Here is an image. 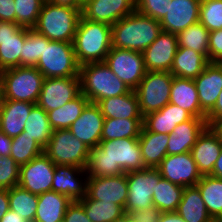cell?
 Wrapping results in <instances>:
<instances>
[{"label":"cell","instance_id":"obj_1","mask_svg":"<svg viewBox=\"0 0 222 222\" xmlns=\"http://www.w3.org/2000/svg\"><path fill=\"white\" fill-rule=\"evenodd\" d=\"M145 168L138 138H123L90 148L85 170L89 177H105Z\"/></svg>","mask_w":222,"mask_h":222},{"label":"cell","instance_id":"obj_2","mask_svg":"<svg viewBox=\"0 0 222 222\" xmlns=\"http://www.w3.org/2000/svg\"><path fill=\"white\" fill-rule=\"evenodd\" d=\"M112 47L143 52L162 31L160 21L136 10L111 26Z\"/></svg>","mask_w":222,"mask_h":222},{"label":"cell","instance_id":"obj_3","mask_svg":"<svg viewBox=\"0 0 222 222\" xmlns=\"http://www.w3.org/2000/svg\"><path fill=\"white\" fill-rule=\"evenodd\" d=\"M73 46L79 66L104 62L112 47L111 26L101 22L86 20L81 16Z\"/></svg>","mask_w":222,"mask_h":222},{"label":"cell","instance_id":"obj_4","mask_svg":"<svg viewBox=\"0 0 222 222\" xmlns=\"http://www.w3.org/2000/svg\"><path fill=\"white\" fill-rule=\"evenodd\" d=\"M81 10L45 0L33 29L50 41L73 43Z\"/></svg>","mask_w":222,"mask_h":222},{"label":"cell","instance_id":"obj_5","mask_svg":"<svg viewBox=\"0 0 222 222\" xmlns=\"http://www.w3.org/2000/svg\"><path fill=\"white\" fill-rule=\"evenodd\" d=\"M79 76L81 93L93 103H98L109 97L121 96L131 91L105 62L80 66Z\"/></svg>","mask_w":222,"mask_h":222},{"label":"cell","instance_id":"obj_6","mask_svg":"<svg viewBox=\"0 0 222 222\" xmlns=\"http://www.w3.org/2000/svg\"><path fill=\"white\" fill-rule=\"evenodd\" d=\"M3 100L36 104L44 76L36 67L18 66L0 71Z\"/></svg>","mask_w":222,"mask_h":222},{"label":"cell","instance_id":"obj_7","mask_svg":"<svg viewBox=\"0 0 222 222\" xmlns=\"http://www.w3.org/2000/svg\"><path fill=\"white\" fill-rule=\"evenodd\" d=\"M44 78L80 77L74 46L71 42L50 41L35 66Z\"/></svg>","mask_w":222,"mask_h":222},{"label":"cell","instance_id":"obj_8","mask_svg":"<svg viewBox=\"0 0 222 222\" xmlns=\"http://www.w3.org/2000/svg\"><path fill=\"white\" fill-rule=\"evenodd\" d=\"M90 148L76 138L69 129L53 130L44 154L55 165L86 168Z\"/></svg>","mask_w":222,"mask_h":222},{"label":"cell","instance_id":"obj_9","mask_svg":"<svg viewBox=\"0 0 222 222\" xmlns=\"http://www.w3.org/2000/svg\"><path fill=\"white\" fill-rule=\"evenodd\" d=\"M173 75L167 71H147L134 90L142 116L159 111L169 103Z\"/></svg>","mask_w":222,"mask_h":222},{"label":"cell","instance_id":"obj_10","mask_svg":"<svg viewBox=\"0 0 222 222\" xmlns=\"http://www.w3.org/2000/svg\"><path fill=\"white\" fill-rule=\"evenodd\" d=\"M162 178L157 168L146 167L127 173L128 196L124 211L144 210L153 206V190Z\"/></svg>","mask_w":222,"mask_h":222},{"label":"cell","instance_id":"obj_11","mask_svg":"<svg viewBox=\"0 0 222 222\" xmlns=\"http://www.w3.org/2000/svg\"><path fill=\"white\" fill-rule=\"evenodd\" d=\"M104 62L133 91L147 72L143 54L139 51L111 47Z\"/></svg>","mask_w":222,"mask_h":222},{"label":"cell","instance_id":"obj_12","mask_svg":"<svg viewBox=\"0 0 222 222\" xmlns=\"http://www.w3.org/2000/svg\"><path fill=\"white\" fill-rule=\"evenodd\" d=\"M80 93V77L44 78L36 105L49 112L62 107Z\"/></svg>","mask_w":222,"mask_h":222},{"label":"cell","instance_id":"obj_13","mask_svg":"<svg viewBox=\"0 0 222 222\" xmlns=\"http://www.w3.org/2000/svg\"><path fill=\"white\" fill-rule=\"evenodd\" d=\"M54 172L55 164L43 153L20 166L18 185L40 195L52 190Z\"/></svg>","mask_w":222,"mask_h":222},{"label":"cell","instance_id":"obj_14","mask_svg":"<svg viewBox=\"0 0 222 222\" xmlns=\"http://www.w3.org/2000/svg\"><path fill=\"white\" fill-rule=\"evenodd\" d=\"M156 168L162 178L184 188L196 186L202 178L191 152L167 155Z\"/></svg>","mask_w":222,"mask_h":222},{"label":"cell","instance_id":"obj_15","mask_svg":"<svg viewBox=\"0 0 222 222\" xmlns=\"http://www.w3.org/2000/svg\"><path fill=\"white\" fill-rule=\"evenodd\" d=\"M136 10L132 0H85L81 16L86 20L112 26Z\"/></svg>","mask_w":222,"mask_h":222},{"label":"cell","instance_id":"obj_16","mask_svg":"<svg viewBox=\"0 0 222 222\" xmlns=\"http://www.w3.org/2000/svg\"><path fill=\"white\" fill-rule=\"evenodd\" d=\"M87 196L125 207L128 196L127 173L116 176L88 177Z\"/></svg>","mask_w":222,"mask_h":222},{"label":"cell","instance_id":"obj_17","mask_svg":"<svg viewBox=\"0 0 222 222\" xmlns=\"http://www.w3.org/2000/svg\"><path fill=\"white\" fill-rule=\"evenodd\" d=\"M177 49V34L162 30L156 40L142 52L146 70L170 72Z\"/></svg>","mask_w":222,"mask_h":222},{"label":"cell","instance_id":"obj_18","mask_svg":"<svg viewBox=\"0 0 222 222\" xmlns=\"http://www.w3.org/2000/svg\"><path fill=\"white\" fill-rule=\"evenodd\" d=\"M86 170L72 165H55L52 191L68 196L72 201L87 195Z\"/></svg>","mask_w":222,"mask_h":222},{"label":"cell","instance_id":"obj_19","mask_svg":"<svg viewBox=\"0 0 222 222\" xmlns=\"http://www.w3.org/2000/svg\"><path fill=\"white\" fill-rule=\"evenodd\" d=\"M24 27L0 21V71L21 66Z\"/></svg>","mask_w":222,"mask_h":222},{"label":"cell","instance_id":"obj_20","mask_svg":"<svg viewBox=\"0 0 222 222\" xmlns=\"http://www.w3.org/2000/svg\"><path fill=\"white\" fill-rule=\"evenodd\" d=\"M104 119L99 105L89 102L68 129L87 147L93 148L101 142Z\"/></svg>","mask_w":222,"mask_h":222},{"label":"cell","instance_id":"obj_21","mask_svg":"<svg viewBox=\"0 0 222 222\" xmlns=\"http://www.w3.org/2000/svg\"><path fill=\"white\" fill-rule=\"evenodd\" d=\"M201 0H171L167 14L160 20L161 29L178 34L199 22Z\"/></svg>","mask_w":222,"mask_h":222},{"label":"cell","instance_id":"obj_22","mask_svg":"<svg viewBox=\"0 0 222 222\" xmlns=\"http://www.w3.org/2000/svg\"><path fill=\"white\" fill-rule=\"evenodd\" d=\"M222 149V141L219 135L207 126L198 136L192 147L191 154L201 175H210L214 164L219 158Z\"/></svg>","mask_w":222,"mask_h":222},{"label":"cell","instance_id":"obj_23","mask_svg":"<svg viewBox=\"0 0 222 222\" xmlns=\"http://www.w3.org/2000/svg\"><path fill=\"white\" fill-rule=\"evenodd\" d=\"M201 109L207 114L215 105L222 91V65L209 63L194 79Z\"/></svg>","mask_w":222,"mask_h":222},{"label":"cell","instance_id":"obj_24","mask_svg":"<svg viewBox=\"0 0 222 222\" xmlns=\"http://www.w3.org/2000/svg\"><path fill=\"white\" fill-rule=\"evenodd\" d=\"M192 117L186 110L168 103L159 111L143 116V127L149 132L168 135L177 125L190 120Z\"/></svg>","mask_w":222,"mask_h":222},{"label":"cell","instance_id":"obj_25","mask_svg":"<svg viewBox=\"0 0 222 222\" xmlns=\"http://www.w3.org/2000/svg\"><path fill=\"white\" fill-rule=\"evenodd\" d=\"M207 126L206 118L197 117L177 125L172 133L168 134L167 155L191 152L198 136Z\"/></svg>","mask_w":222,"mask_h":222},{"label":"cell","instance_id":"obj_26","mask_svg":"<svg viewBox=\"0 0 222 222\" xmlns=\"http://www.w3.org/2000/svg\"><path fill=\"white\" fill-rule=\"evenodd\" d=\"M35 105L28 102L3 100L0 109V130L10 138L20 135Z\"/></svg>","mask_w":222,"mask_h":222},{"label":"cell","instance_id":"obj_27","mask_svg":"<svg viewBox=\"0 0 222 222\" xmlns=\"http://www.w3.org/2000/svg\"><path fill=\"white\" fill-rule=\"evenodd\" d=\"M169 103L186 110L193 117L206 118L201 109L198 92L193 79L173 77Z\"/></svg>","mask_w":222,"mask_h":222},{"label":"cell","instance_id":"obj_28","mask_svg":"<svg viewBox=\"0 0 222 222\" xmlns=\"http://www.w3.org/2000/svg\"><path fill=\"white\" fill-rule=\"evenodd\" d=\"M105 119H143L135 91L102 99L97 103Z\"/></svg>","mask_w":222,"mask_h":222},{"label":"cell","instance_id":"obj_29","mask_svg":"<svg viewBox=\"0 0 222 222\" xmlns=\"http://www.w3.org/2000/svg\"><path fill=\"white\" fill-rule=\"evenodd\" d=\"M72 202L68 196L52 190L38 195L34 222H63L67 207Z\"/></svg>","mask_w":222,"mask_h":222},{"label":"cell","instance_id":"obj_30","mask_svg":"<svg viewBox=\"0 0 222 222\" xmlns=\"http://www.w3.org/2000/svg\"><path fill=\"white\" fill-rule=\"evenodd\" d=\"M209 63L203 54L189 48L178 47L170 73L176 77L194 80Z\"/></svg>","mask_w":222,"mask_h":222},{"label":"cell","instance_id":"obj_31","mask_svg":"<svg viewBox=\"0 0 222 222\" xmlns=\"http://www.w3.org/2000/svg\"><path fill=\"white\" fill-rule=\"evenodd\" d=\"M138 140L144 166L156 168L167 156L168 135L149 132L142 126Z\"/></svg>","mask_w":222,"mask_h":222},{"label":"cell","instance_id":"obj_32","mask_svg":"<svg viewBox=\"0 0 222 222\" xmlns=\"http://www.w3.org/2000/svg\"><path fill=\"white\" fill-rule=\"evenodd\" d=\"M185 222H215L197 186L185 187L176 211Z\"/></svg>","mask_w":222,"mask_h":222},{"label":"cell","instance_id":"obj_33","mask_svg":"<svg viewBox=\"0 0 222 222\" xmlns=\"http://www.w3.org/2000/svg\"><path fill=\"white\" fill-rule=\"evenodd\" d=\"M206 209L215 222L222 219V178L203 175L196 184Z\"/></svg>","mask_w":222,"mask_h":222},{"label":"cell","instance_id":"obj_34","mask_svg":"<svg viewBox=\"0 0 222 222\" xmlns=\"http://www.w3.org/2000/svg\"><path fill=\"white\" fill-rule=\"evenodd\" d=\"M89 102L80 93L76 98L67 102L62 107L47 112L52 129H68L79 118Z\"/></svg>","mask_w":222,"mask_h":222},{"label":"cell","instance_id":"obj_35","mask_svg":"<svg viewBox=\"0 0 222 222\" xmlns=\"http://www.w3.org/2000/svg\"><path fill=\"white\" fill-rule=\"evenodd\" d=\"M53 129L48 120L47 112L35 105L27 117L24 131L21 135H28L40 146L45 148L50 141Z\"/></svg>","mask_w":222,"mask_h":222},{"label":"cell","instance_id":"obj_36","mask_svg":"<svg viewBox=\"0 0 222 222\" xmlns=\"http://www.w3.org/2000/svg\"><path fill=\"white\" fill-rule=\"evenodd\" d=\"M184 187L161 178L153 190V206L162 213L177 211Z\"/></svg>","mask_w":222,"mask_h":222},{"label":"cell","instance_id":"obj_37","mask_svg":"<svg viewBox=\"0 0 222 222\" xmlns=\"http://www.w3.org/2000/svg\"><path fill=\"white\" fill-rule=\"evenodd\" d=\"M143 119H104L101 141L139 138Z\"/></svg>","mask_w":222,"mask_h":222},{"label":"cell","instance_id":"obj_38","mask_svg":"<svg viewBox=\"0 0 222 222\" xmlns=\"http://www.w3.org/2000/svg\"><path fill=\"white\" fill-rule=\"evenodd\" d=\"M78 202L91 222H112L125 213L124 208L116 203L93 200L87 195Z\"/></svg>","mask_w":222,"mask_h":222},{"label":"cell","instance_id":"obj_39","mask_svg":"<svg viewBox=\"0 0 222 222\" xmlns=\"http://www.w3.org/2000/svg\"><path fill=\"white\" fill-rule=\"evenodd\" d=\"M10 210L20 214L27 222H34L38 195L20 187L8 189Z\"/></svg>","mask_w":222,"mask_h":222},{"label":"cell","instance_id":"obj_40","mask_svg":"<svg viewBox=\"0 0 222 222\" xmlns=\"http://www.w3.org/2000/svg\"><path fill=\"white\" fill-rule=\"evenodd\" d=\"M178 47L189 48L208 59L209 31L200 22L190 25L177 34Z\"/></svg>","mask_w":222,"mask_h":222},{"label":"cell","instance_id":"obj_41","mask_svg":"<svg viewBox=\"0 0 222 222\" xmlns=\"http://www.w3.org/2000/svg\"><path fill=\"white\" fill-rule=\"evenodd\" d=\"M50 40L44 35L39 34L33 28L24 27V44L21 53V66L35 67L44 51V44Z\"/></svg>","mask_w":222,"mask_h":222},{"label":"cell","instance_id":"obj_42","mask_svg":"<svg viewBox=\"0 0 222 222\" xmlns=\"http://www.w3.org/2000/svg\"><path fill=\"white\" fill-rule=\"evenodd\" d=\"M44 153V148L28 135H18L12 138L10 157L22 166Z\"/></svg>","mask_w":222,"mask_h":222},{"label":"cell","instance_id":"obj_43","mask_svg":"<svg viewBox=\"0 0 222 222\" xmlns=\"http://www.w3.org/2000/svg\"><path fill=\"white\" fill-rule=\"evenodd\" d=\"M45 0H14L15 23L25 28H33Z\"/></svg>","mask_w":222,"mask_h":222},{"label":"cell","instance_id":"obj_44","mask_svg":"<svg viewBox=\"0 0 222 222\" xmlns=\"http://www.w3.org/2000/svg\"><path fill=\"white\" fill-rule=\"evenodd\" d=\"M199 22L209 32L222 29V0H201Z\"/></svg>","mask_w":222,"mask_h":222},{"label":"cell","instance_id":"obj_45","mask_svg":"<svg viewBox=\"0 0 222 222\" xmlns=\"http://www.w3.org/2000/svg\"><path fill=\"white\" fill-rule=\"evenodd\" d=\"M20 166L10 156L0 157V189L18 185Z\"/></svg>","mask_w":222,"mask_h":222},{"label":"cell","instance_id":"obj_46","mask_svg":"<svg viewBox=\"0 0 222 222\" xmlns=\"http://www.w3.org/2000/svg\"><path fill=\"white\" fill-rule=\"evenodd\" d=\"M171 0H136V11L160 21L167 14Z\"/></svg>","mask_w":222,"mask_h":222},{"label":"cell","instance_id":"obj_47","mask_svg":"<svg viewBox=\"0 0 222 222\" xmlns=\"http://www.w3.org/2000/svg\"><path fill=\"white\" fill-rule=\"evenodd\" d=\"M222 60V29L209 32L208 61L219 63Z\"/></svg>","mask_w":222,"mask_h":222},{"label":"cell","instance_id":"obj_48","mask_svg":"<svg viewBox=\"0 0 222 222\" xmlns=\"http://www.w3.org/2000/svg\"><path fill=\"white\" fill-rule=\"evenodd\" d=\"M63 222H91L86 216L83 206L78 201H73L65 212Z\"/></svg>","mask_w":222,"mask_h":222},{"label":"cell","instance_id":"obj_49","mask_svg":"<svg viewBox=\"0 0 222 222\" xmlns=\"http://www.w3.org/2000/svg\"><path fill=\"white\" fill-rule=\"evenodd\" d=\"M161 213L157 207L151 206L144 210L132 211L129 214L135 222H158Z\"/></svg>","mask_w":222,"mask_h":222},{"label":"cell","instance_id":"obj_50","mask_svg":"<svg viewBox=\"0 0 222 222\" xmlns=\"http://www.w3.org/2000/svg\"><path fill=\"white\" fill-rule=\"evenodd\" d=\"M0 21L15 22L14 0H0Z\"/></svg>","mask_w":222,"mask_h":222},{"label":"cell","instance_id":"obj_51","mask_svg":"<svg viewBox=\"0 0 222 222\" xmlns=\"http://www.w3.org/2000/svg\"><path fill=\"white\" fill-rule=\"evenodd\" d=\"M222 117V91L220 92L214 107L206 114V122L211 126L217 119Z\"/></svg>","mask_w":222,"mask_h":222},{"label":"cell","instance_id":"obj_52","mask_svg":"<svg viewBox=\"0 0 222 222\" xmlns=\"http://www.w3.org/2000/svg\"><path fill=\"white\" fill-rule=\"evenodd\" d=\"M12 138L0 131V157H8L11 153Z\"/></svg>","mask_w":222,"mask_h":222},{"label":"cell","instance_id":"obj_53","mask_svg":"<svg viewBox=\"0 0 222 222\" xmlns=\"http://www.w3.org/2000/svg\"><path fill=\"white\" fill-rule=\"evenodd\" d=\"M9 209L8 189H0V220Z\"/></svg>","mask_w":222,"mask_h":222},{"label":"cell","instance_id":"obj_54","mask_svg":"<svg viewBox=\"0 0 222 222\" xmlns=\"http://www.w3.org/2000/svg\"><path fill=\"white\" fill-rule=\"evenodd\" d=\"M158 222H185L181 216L176 212L161 213Z\"/></svg>","mask_w":222,"mask_h":222},{"label":"cell","instance_id":"obj_55","mask_svg":"<svg viewBox=\"0 0 222 222\" xmlns=\"http://www.w3.org/2000/svg\"><path fill=\"white\" fill-rule=\"evenodd\" d=\"M0 222H27L20 214L15 211L8 210L1 218Z\"/></svg>","mask_w":222,"mask_h":222},{"label":"cell","instance_id":"obj_56","mask_svg":"<svg viewBox=\"0 0 222 222\" xmlns=\"http://www.w3.org/2000/svg\"><path fill=\"white\" fill-rule=\"evenodd\" d=\"M54 4L60 6H67L72 8H82L84 0H49Z\"/></svg>","mask_w":222,"mask_h":222},{"label":"cell","instance_id":"obj_57","mask_svg":"<svg viewBox=\"0 0 222 222\" xmlns=\"http://www.w3.org/2000/svg\"><path fill=\"white\" fill-rule=\"evenodd\" d=\"M210 175L218 177V178H222V149H221L220 156L216 160L213 167V171Z\"/></svg>","mask_w":222,"mask_h":222},{"label":"cell","instance_id":"obj_58","mask_svg":"<svg viewBox=\"0 0 222 222\" xmlns=\"http://www.w3.org/2000/svg\"><path fill=\"white\" fill-rule=\"evenodd\" d=\"M211 128L219 135V138L222 141V117L217 119L212 125Z\"/></svg>","mask_w":222,"mask_h":222},{"label":"cell","instance_id":"obj_59","mask_svg":"<svg viewBox=\"0 0 222 222\" xmlns=\"http://www.w3.org/2000/svg\"><path fill=\"white\" fill-rule=\"evenodd\" d=\"M112 222H135L129 213L125 212L123 213L119 218L115 219Z\"/></svg>","mask_w":222,"mask_h":222},{"label":"cell","instance_id":"obj_60","mask_svg":"<svg viewBox=\"0 0 222 222\" xmlns=\"http://www.w3.org/2000/svg\"><path fill=\"white\" fill-rule=\"evenodd\" d=\"M2 102H3V88H2V84H1V80H0V109L2 106Z\"/></svg>","mask_w":222,"mask_h":222}]
</instances>
